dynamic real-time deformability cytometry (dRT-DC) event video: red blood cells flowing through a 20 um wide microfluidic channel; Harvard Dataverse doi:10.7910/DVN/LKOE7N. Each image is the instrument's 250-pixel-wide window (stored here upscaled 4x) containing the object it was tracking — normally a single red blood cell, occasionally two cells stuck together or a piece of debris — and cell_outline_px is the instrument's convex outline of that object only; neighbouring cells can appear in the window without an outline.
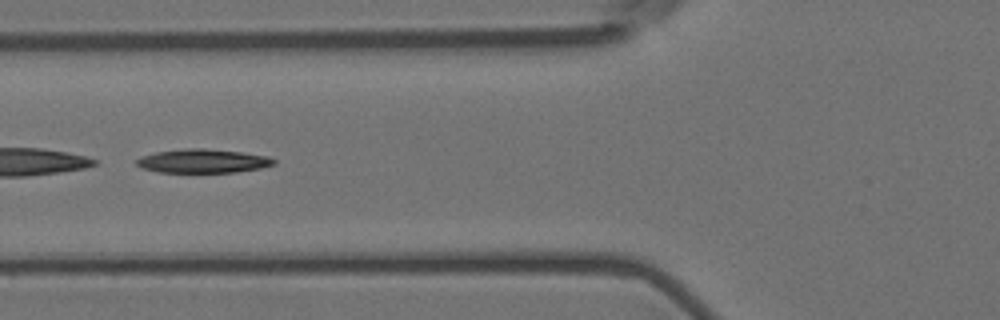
{"species": "Egyptian fruit bat (a non-hibernating species)", "species_latin": "Rousettus aegyptiacus", "temperature_condition": "room temperature", "stored_images_in_passage": 8, "camera_frame_rate_fps": 3000, "um_per_image_px": 0.085, "animal": {"sex": "female"}, "frame": {"image": 1, "passage_image": 6, "time_ms": 1.667, "image_size_px": [1000, 320], "cell_outline_px": [[276, 164], [260, 168], [236, 172], [156, 172], [140, 168], [136, 164], [136, 160], [140, 156], [156, 152], [184, 148], [204, 148], [240, 152], [268, 156], [276, 160]], "centroid_in_image_um": [17.21, 13.68], "position_along_channel_um": 108.6, "area_um2": 19.13}}